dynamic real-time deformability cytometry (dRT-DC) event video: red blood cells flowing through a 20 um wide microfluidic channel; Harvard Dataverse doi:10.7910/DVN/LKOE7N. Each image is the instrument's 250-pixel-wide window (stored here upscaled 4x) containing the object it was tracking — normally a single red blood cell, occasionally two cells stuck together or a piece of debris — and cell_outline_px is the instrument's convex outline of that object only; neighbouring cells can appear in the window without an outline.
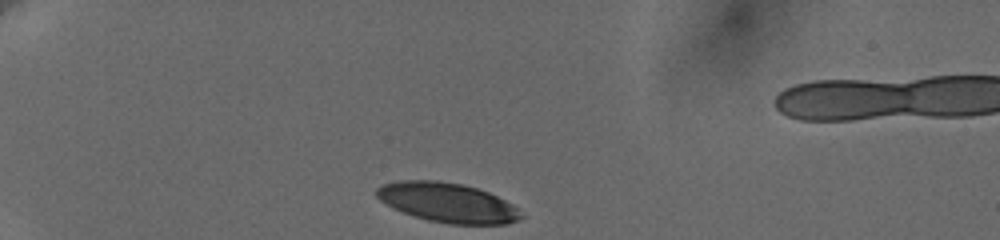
{"species": "human", "species_latin": "Homo sapiens", "temperature_condition": "cold", "stored_images_in_passage": 24, "camera_frame_rate_fps": 3000, "um_per_image_px": 0.085, "donor": {"sex": "female"}, "frame": {"image": 1, "passage_image": 1, "time_ms": 0.0, "image_size_px": [1000, 240], "cell_outline_px": [[524, 216], [520, 220], [508, 224], [448, 224], [428, 220], [392, 208], [384, 204], [376, 196], [376, 188], [384, 184], [400, 180], [436, 180], [460, 184], [476, 188], [488, 192], [512, 204]], "centroid_in_image_um": [38.03, 17.22], "position_along_channel_um": 47.0, "area_um2": 33.18}}
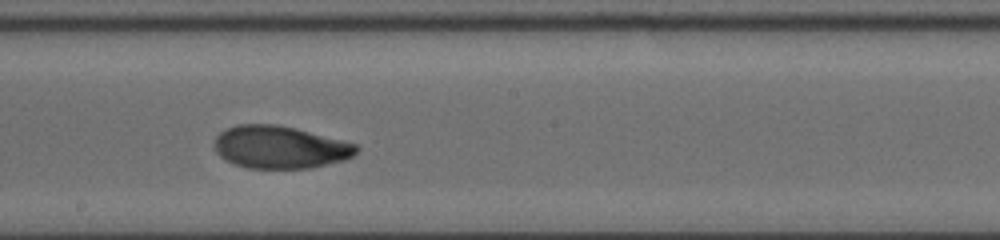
{"frame": {"image": 2, "passage_image": 14, "time_ms": 6.333, "image_size_px": [1000, 240], "cell_outline_px": [[360, 148], [352, 156], [344, 160], [308, 168], [248, 168], [232, 164], [224, 160], [216, 152], [216, 136], [220, 132], [236, 124], [276, 124], [296, 128], [344, 140], [356, 144]], "centroid_in_image_um": [23.8, 12.5], "position_along_channel_um": 224.4, "area_um2": 35.26}}
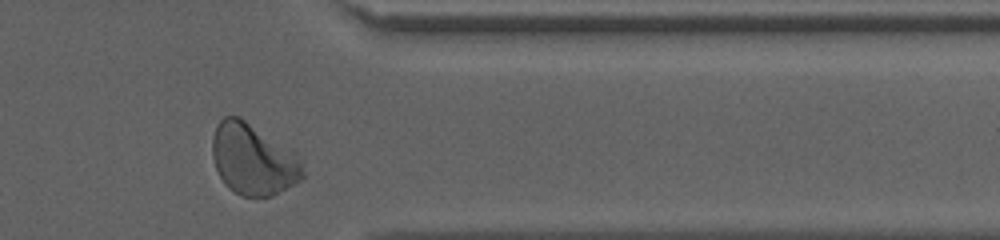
{"frame": {"image": 3, "passage_image": 23, "time_ms": 11.0, "image_size_px": [1000, 240], "cell_outline_px": [[304, 176], [296, 184], [272, 196], [240, 196], [228, 188], [224, 184], [216, 168], [212, 156], [212, 140], [216, 124], [224, 116], [240, 116], [300, 160], [304, 172]], "centroid_in_image_um": [21.45, 13.58], "position_along_channel_um": 390.0, "area_um2": 36.76}, "authors_computed_cell_mechanics": {"area_um2": 35.4603, "velocity_mm_per_s": 3.6224, "shape_relaxation_time_tau1_ms": 2.8065, "shape_relaxation_time_tau2_ms": 1.2023, "deformation_change_tau1": 0.1768, "deformation_change_tau2": 0.0538}}